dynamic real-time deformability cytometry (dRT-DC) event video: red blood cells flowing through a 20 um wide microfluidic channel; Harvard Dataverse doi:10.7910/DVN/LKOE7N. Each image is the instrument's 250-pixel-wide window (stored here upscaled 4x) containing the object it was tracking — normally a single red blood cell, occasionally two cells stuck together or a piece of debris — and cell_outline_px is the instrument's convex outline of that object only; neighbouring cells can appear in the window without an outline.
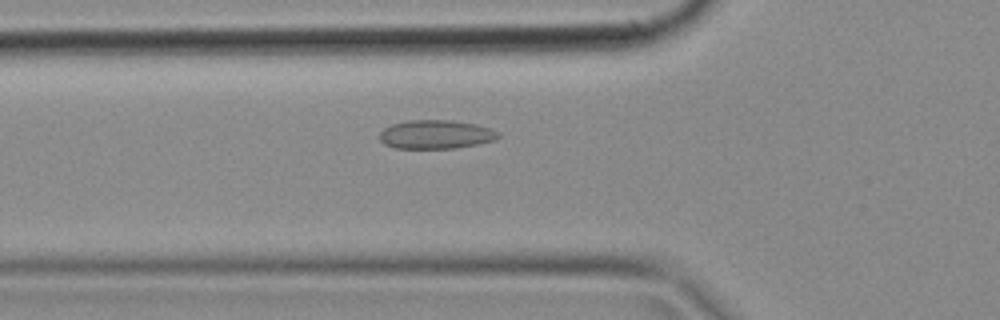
{"species": "common noctule bat (a hibernating species)", "species_latin": "Nyctalus noctula", "temperature_condition": "cold", "stored_images_in_passage": 50, "camera_frame_rate_fps": 3000, "um_per_image_px": 0.085, "animal": {"sex": "female", "body_mass_g": 18.4}, "frame": {"image": 1, "passage_image": 17, "time_ms": 5.333, "image_size_px": [1000, 320], "cell_outline_px": [[500, 136], [496, 140], [456, 148], [396, 148], [384, 144], [380, 140], [380, 132], [384, 128], [392, 124], [408, 120], [452, 120], [476, 124], [492, 128], [500, 132]], "centroid_in_image_um": [37.08, 11.42], "position_along_channel_um": 88.7, "area_um2": 20.0}}
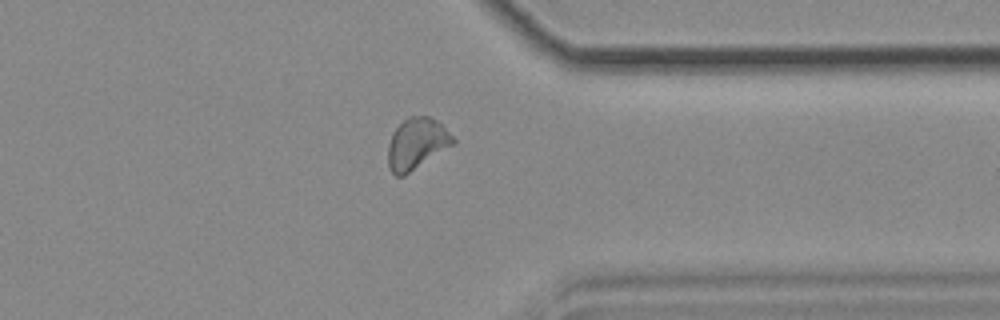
{"frame": {"image": 2, "passage_image": 39, "time_ms": 12.667, "image_size_px": [1000, 320], "cell_outline_px": [[456, 144], [404, 176], [396, 176], [392, 172], [388, 164], [388, 144], [392, 132], [408, 116], [428, 116], [436, 120], [456, 140]], "centroid_in_image_um": [35.42, 12.23], "position_along_channel_um": 376.0, "area_um2": 19.48}}
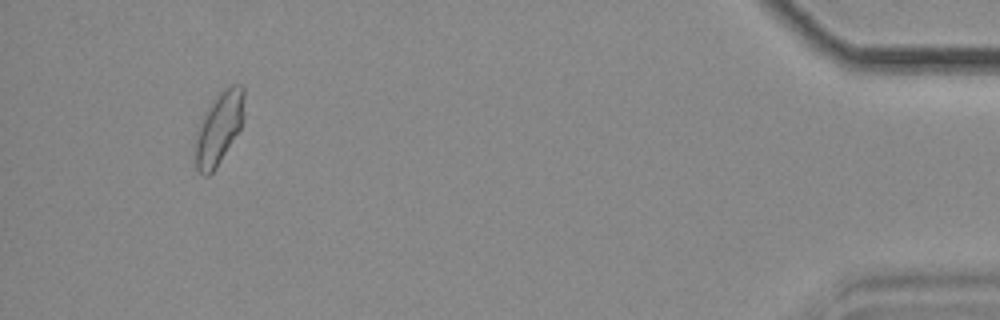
{"frame": {"image": 3, "passage_image": 47, "time_ms": 15.333, "image_size_px": [1000, 320], "cell_outline_px": [[244, 120], [240, 128], [216, 168], [208, 176], [204, 176], [196, 168], [196, 132], [204, 112], [216, 96], [224, 88], [232, 84], [240, 84], [244, 88]], "centroid_in_image_um": [18.63, 10.86], "position_along_channel_um": 416.6, "area_um2": 20.52}}